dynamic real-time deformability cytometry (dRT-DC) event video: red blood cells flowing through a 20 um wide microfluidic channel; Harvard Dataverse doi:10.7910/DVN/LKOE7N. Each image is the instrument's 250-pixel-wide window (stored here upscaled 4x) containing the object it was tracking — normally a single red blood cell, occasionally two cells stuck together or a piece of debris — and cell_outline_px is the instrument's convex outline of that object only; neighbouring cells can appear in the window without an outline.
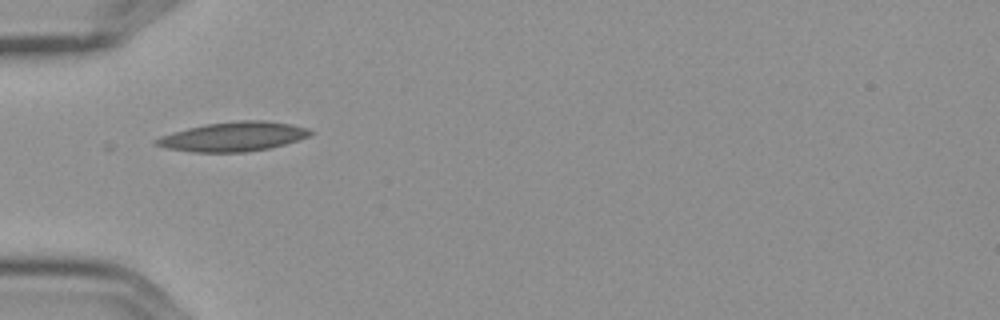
{"species": "Egyptian fruit bat (a non-hibernating species)", "species_latin": "Rousettus aegyptiacus", "temperature_condition": "cold", "stored_images_in_passage": 4, "camera_frame_rate_fps": 3000, "um_per_image_px": 0.085, "frame": {"image": 1, "passage_image": 1, "time_ms": 0.0, "image_size_px": [1000, 320], "cell_outline_px": [[312, 136], [284, 144], [268, 148], [244, 152], [192, 152], [164, 148], [152, 144], [152, 140], [160, 136], [172, 132], [204, 124], [240, 120], [264, 120], [292, 124], [308, 128], [312, 132]], "centroid_in_image_um": [19.79, 11.61], "position_along_channel_um": 65.2, "area_um2": 26.59}}
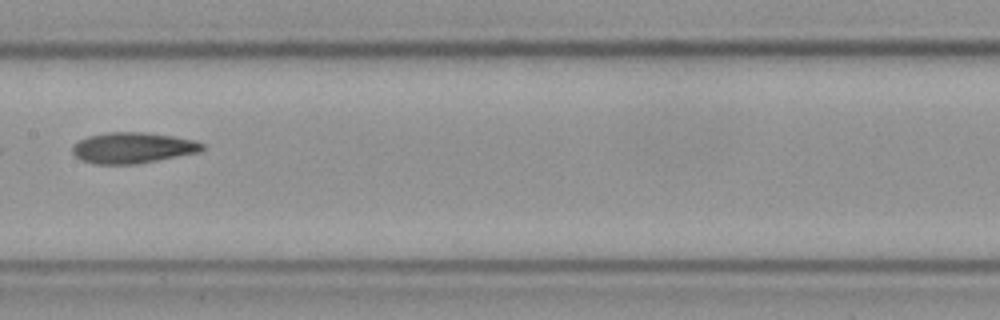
{"frame": {"image": 2, "passage_image": 4, "time_ms": 1.0, "image_size_px": [1000, 320], "cell_outline_px": [[204, 148], [200, 152], [136, 164], [92, 164], [80, 160], [72, 152], [72, 144], [88, 136], [108, 132], [144, 132], [172, 136], [196, 140], [204, 144]], "centroid_in_image_um": [11.27, 12.56], "position_along_channel_um": 196.1, "area_um2": 23.47}}